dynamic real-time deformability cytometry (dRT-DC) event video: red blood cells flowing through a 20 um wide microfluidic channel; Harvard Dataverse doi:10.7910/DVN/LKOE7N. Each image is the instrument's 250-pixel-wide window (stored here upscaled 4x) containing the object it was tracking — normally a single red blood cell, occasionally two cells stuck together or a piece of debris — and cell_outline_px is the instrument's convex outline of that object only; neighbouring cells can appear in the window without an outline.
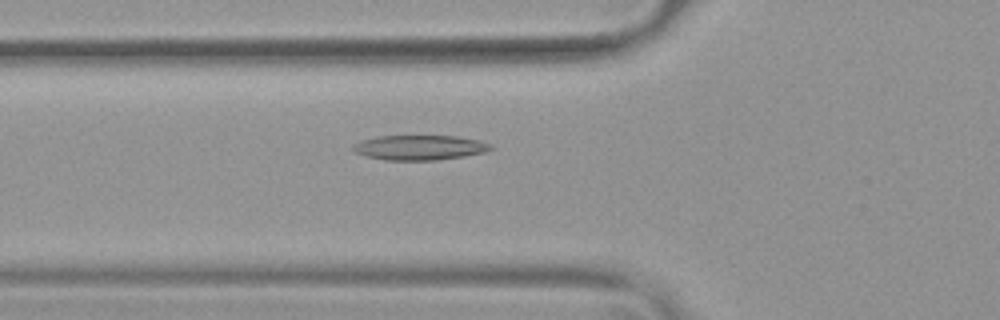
{"species": "common noctule bat (a hibernating species)", "species_latin": "Nyctalus noctula", "temperature_condition": "warm", "stored_images_in_passage": 54, "camera_frame_rate_fps": 3000, "um_per_image_px": 0.085, "animal": {"sex": "female", "body_mass_g": 19.9}, "frame": {"image": 1, "passage_image": 20, "time_ms": 6.333, "image_size_px": [1000, 320], "cell_outline_px": [[496, 148], [488, 152], [464, 156], [436, 160], [384, 160], [368, 156], [356, 152], [352, 148], [352, 144], [360, 140], [376, 136], [456, 136], [480, 140], [492, 144]], "centroid_in_image_um": [35.72, 12.53], "position_along_channel_um": 90.1, "area_um2": 20.17}}
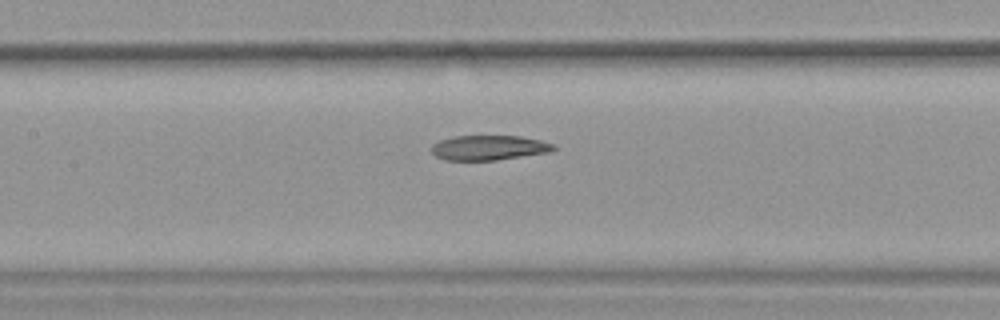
{"frame": {"image": 2, "passage_image": 26, "time_ms": 8.333, "image_size_px": [1000, 320], "cell_outline_px": [[556, 148], [552, 152], [496, 160], [444, 160], [436, 156], [432, 152], [432, 144], [440, 140], [452, 136], [520, 136], [540, 140], [556, 144]], "centroid_in_image_um": [41.59, 12.55], "position_along_channel_um": 165.8, "area_um2": 17.8}}
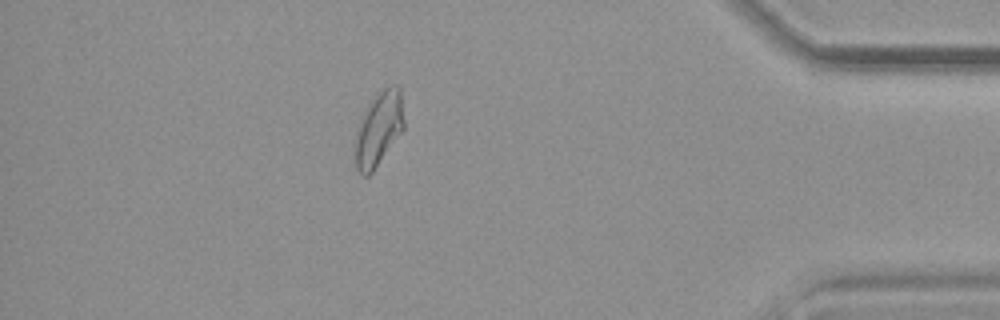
{"frame": {"image": 3, "passage_image": 48, "time_ms": 15.667, "image_size_px": [1000, 320], "cell_outline_px": [[404, 128], [372, 172], [368, 176], [364, 176], [356, 168], [356, 132], [360, 116], [368, 104], [384, 88], [396, 84], [400, 84], [404, 120]], "centroid_in_image_um": [32.2, 10.91], "position_along_channel_um": 403.0, "area_um2": 20.87}, "authors_computed_cell_mechanics": {"area_um2": 20.4901, "velocity_mm_per_s": 3.7703, "shape_relaxation_time_tau1_ms": null, "shape_relaxation_time_tau2_ms": 4.2903, "deformation_change_tau1": null, "deformation_change_tau2": 0.1103}}